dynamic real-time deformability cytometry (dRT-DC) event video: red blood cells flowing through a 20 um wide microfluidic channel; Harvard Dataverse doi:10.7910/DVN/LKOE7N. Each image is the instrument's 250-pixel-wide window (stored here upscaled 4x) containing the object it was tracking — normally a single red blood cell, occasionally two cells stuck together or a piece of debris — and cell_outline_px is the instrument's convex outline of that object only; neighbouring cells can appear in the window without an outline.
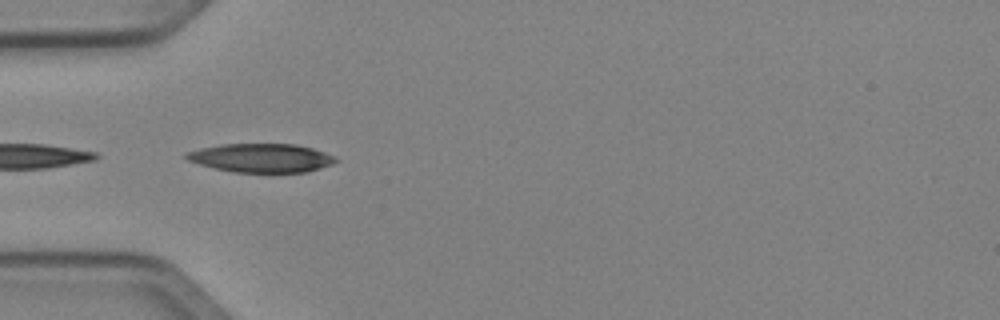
{"species": "Egyptian fruit bat (a non-hibernating species)", "species_latin": "Rousettus aegyptiacus", "temperature_condition": "cold", "stored_images_in_passage": 33, "camera_frame_rate_fps": 3000, "um_per_image_px": 0.085, "animal": {"sex": "female"}, "frame": {"image": 1, "passage_image": 10, "time_ms": 3.0, "image_size_px": [1000, 320], "cell_outline_px": [[336, 160], [332, 164], [308, 172], [232, 172], [200, 164], [188, 160], [184, 156], [184, 152], [200, 148], [220, 144], [296, 144], [312, 148], [324, 152], [332, 156]], "centroid_in_image_um": [22.17, 13.42], "position_along_channel_um": 62.8, "area_um2": 24.85}, "authors_computed_cell_mechanics": {"area_um2": 21.6172, "velocity_mm_per_s": 4.0701, "shape_relaxation_time_tau1_ms": 4.7032, "shape_relaxation_time_tau2_ms": null, "deformation_change_tau1": 0.086, "deformation_change_tau2": null}}